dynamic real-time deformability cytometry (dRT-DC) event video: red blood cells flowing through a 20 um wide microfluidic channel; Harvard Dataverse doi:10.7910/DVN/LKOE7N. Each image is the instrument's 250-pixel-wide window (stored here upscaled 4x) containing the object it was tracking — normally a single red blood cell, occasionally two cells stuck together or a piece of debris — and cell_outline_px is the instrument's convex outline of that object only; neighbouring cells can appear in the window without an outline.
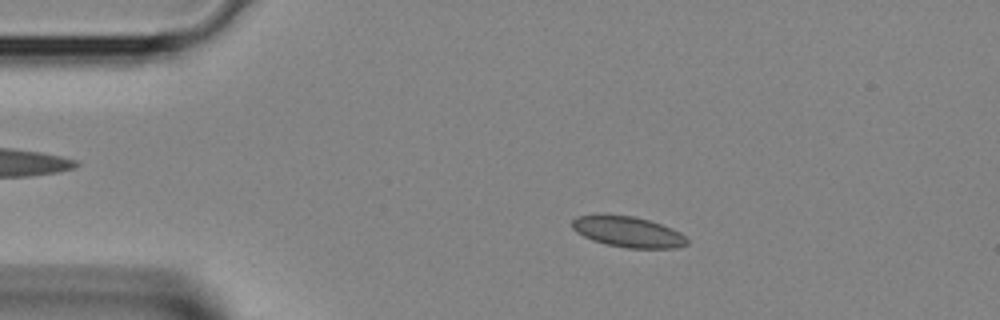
{"species": "Egyptian fruit bat (a non-hibernating species)", "species_latin": "Rousettus aegyptiacus", "temperature_condition": "room temperature", "stored_images_in_passage": 37, "camera_frame_rate_fps": 3000, "um_per_image_px": 0.085, "animal": {"sex": "female"}, "frame": {"image": 1, "passage_image": 6, "time_ms": 1.667, "image_size_px": [1000, 320], "cell_outline_px": [[688, 244], [676, 248], [628, 248], [604, 244], [592, 240], [576, 232], [572, 228], [572, 220], [576, 216], [604, 212], [632, 216], [648, 220], [672, 228], [680, 232], [688, 240]], "centroid_in_image_um": [53.32, 19.68], "position_along_channel_um": 31.7, "area_um2": 21.04}}
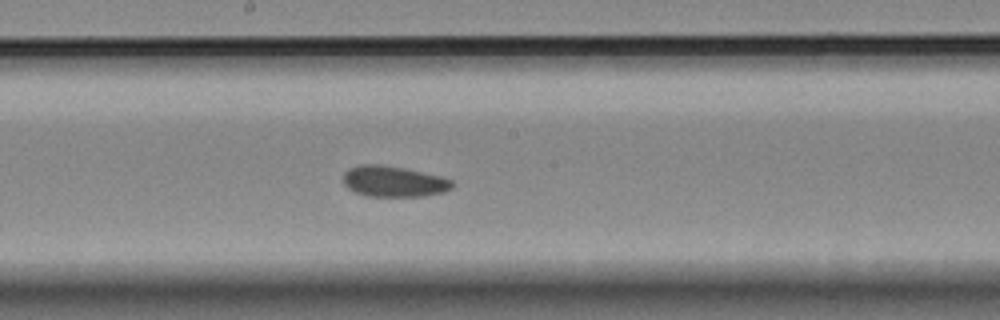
{"frame": {"image": 2, "passage_image": 19, "time_ms": 6.0, "image_size_px": [1000, 320], "cell_outline_px": [[456, 184], [452, 188], [444, 192], [424, 196], [364, 196], [348, 188], [344, 184], [344, 172], [348, 168], [360, 164], [380, 164], [404, 168], [444, 176], [452, 180]], "centroid_in_image_um": [33.5, 15.41], "position_along_channel_um": 214.7, "area_um2": 19.88}}
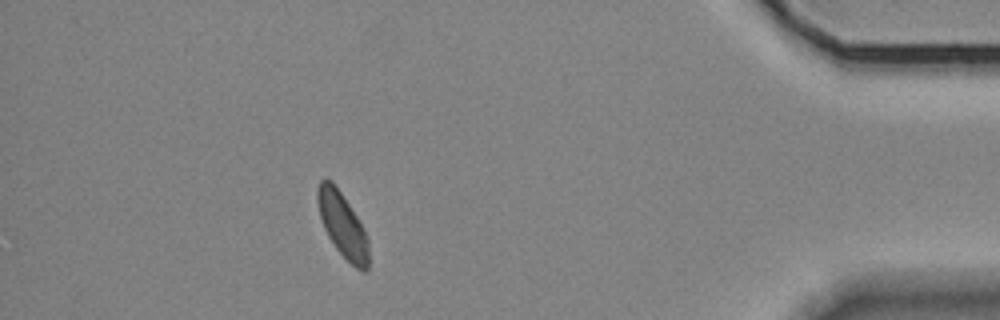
{"frame": {"image": 3, "passage_image": 33, "time_ms": 10.667, "image_size_px": [1000, 320], "cell_outline_px": [[368, 268], [364, 272], [356, 268], [336, 248], [328, 236], [324, 228], [320, 216], [316, 200], [316, 192], [320, 180], [332, 180], [356, 216], [368, 240]], "centroid_in_image_um": [29.09, 19.12], "position_along_channel_um": 406.1, "area_um2": 18.73}}